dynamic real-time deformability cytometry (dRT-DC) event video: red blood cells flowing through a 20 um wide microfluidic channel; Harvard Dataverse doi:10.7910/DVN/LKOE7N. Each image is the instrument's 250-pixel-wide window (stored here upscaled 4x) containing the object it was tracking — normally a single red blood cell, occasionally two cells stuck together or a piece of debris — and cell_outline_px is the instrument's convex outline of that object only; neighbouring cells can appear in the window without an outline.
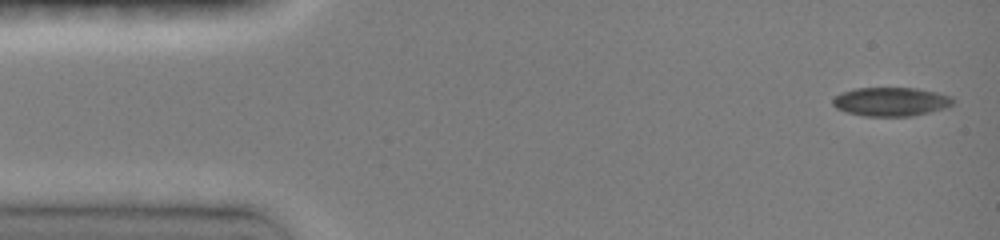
{"species": "common noctule bat (a hibernating species)", "species_latin": "Nyctalus noctula", "temperature_condition": "room temperature", "stored_images_in_passage": 6, "camera_frame_rate_fps": 3000, "um_per_image_px": 0.085, "animal": {"sex": "female", "body_mass_g": 19.0, "forearm_length_mm": 51.5}, "frame": {"image": 1, "passage_image": 1, "time_ms": 0.0, "image_size_px": [1000, 240], "cell_outline_px": [[956, 100], [952, 104], [944, 108], [912, 116], [864, 116], [844, 112], [836, 108], [832, 104], [832, 96], [840, 92], [856, 88], [916, 88], [936, 92], [952, 96]], "centroid_in_image_um": [75.68, 8.64], "position_along_channel_um": 9.3, "area_um2": 20.4}}
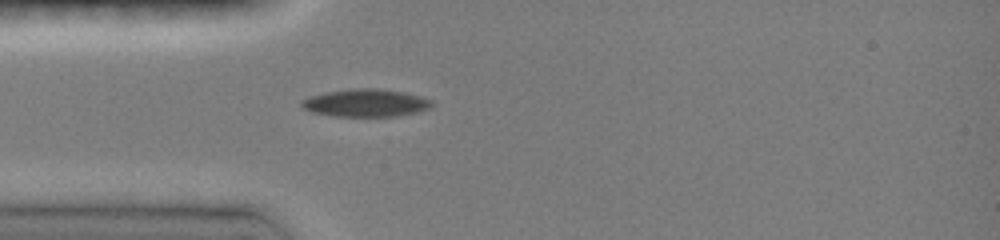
{"frame": {"image": 2, "passage_image": 5, "time_ms": 3.667, "image_size_px": [1000, 240], "cell_outline_px": [[432, 108], [416, 112], [396, 116], [332, 116], [312, 112], [304, 108], [300, 104], [300, 100], [308, 96], [324, 92], [352, 88], [380, 88], [404, 92], [420, 96], [432, 100]], "centroid_in_image_um": [31.06, 8.74], "position_along_channel_um": 53.9, "area_um2": 21.21}}